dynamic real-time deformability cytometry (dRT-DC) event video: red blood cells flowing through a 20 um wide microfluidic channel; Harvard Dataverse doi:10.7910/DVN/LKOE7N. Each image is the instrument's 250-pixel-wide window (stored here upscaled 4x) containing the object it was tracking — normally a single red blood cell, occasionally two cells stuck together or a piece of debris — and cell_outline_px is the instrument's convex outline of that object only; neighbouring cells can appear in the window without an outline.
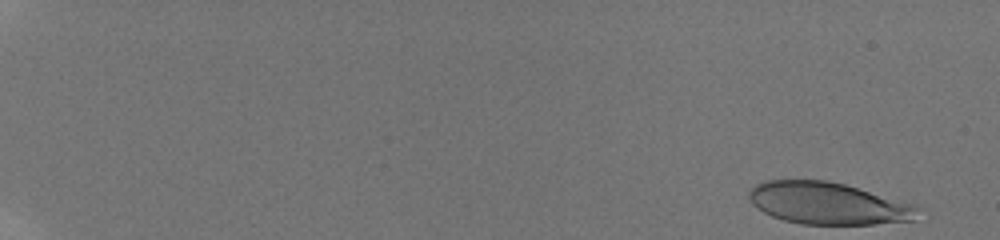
{"species": "human", "species_latin": "Homo sapiens", "temperature_condition": "room temperature", "stored_images_in_passage": 8, "camera_frame_rate_fps": 3000, "um_per_image_px": 0.085, "donor": {"sex": "male"}, "frame": {"image": 1, "passage_image": 1, "time_ms": 0.0, "image_size_px": [1000, 240], "cell_outline_px": [[916, 220], [872, 224], [800, 224], [784, 220], [772, 216], [764, 212], [752, 204], [748, 196], [748, 192], [756, 184], [768, 180], [828, 180], [844, 184], [912, 204], [916, 208]], "centroid_in_image_um": [70.32, 17.28], "position_along_channel_um": 14.7, "area_um2": 40.86}}